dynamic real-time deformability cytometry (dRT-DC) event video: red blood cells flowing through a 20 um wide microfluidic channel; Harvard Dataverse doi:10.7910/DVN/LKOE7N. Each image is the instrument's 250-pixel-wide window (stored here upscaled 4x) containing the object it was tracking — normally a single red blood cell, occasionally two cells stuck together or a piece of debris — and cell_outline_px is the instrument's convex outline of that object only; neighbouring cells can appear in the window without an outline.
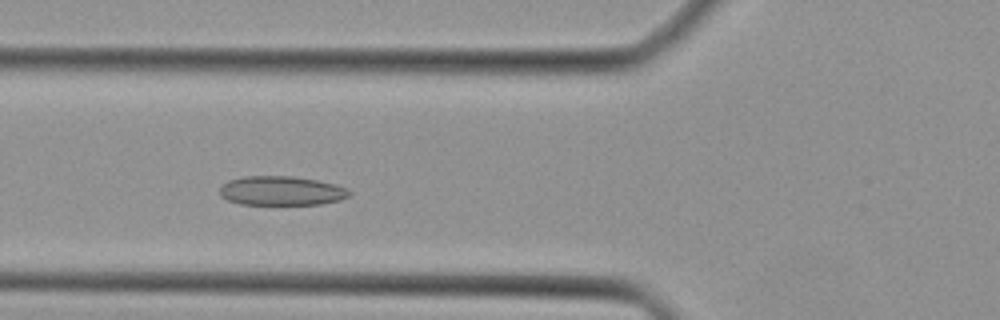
{"species": "Egyptian fruit bat (a non-hibernating species)", "species_latin": "Rousettus aegyptiacus", "temperature_condition": "cold", "stored_images_in_passage": 41, "camera_frame_rate_fps": 3000, "um_per_image_px": 0.085, "animal": {"sex": "female"}, "frame": {"image": 1, "passage_image": 13, "time_ms": 4.0, "image_size_px": [1000, 320], "cell_outline_px": [[352, 192], [348, 196], [340, 200], [320, 204], [240, 204], [228, 200], [220, 196], [220, 188], [228, 180], [244, 176], [292, 176], [316, 180], [336, 184], [348, 188]], "centroid_in_image_um": [23.93, 16.21], "position_along_channel_um": 101.9, "area_um2": 22.08}}
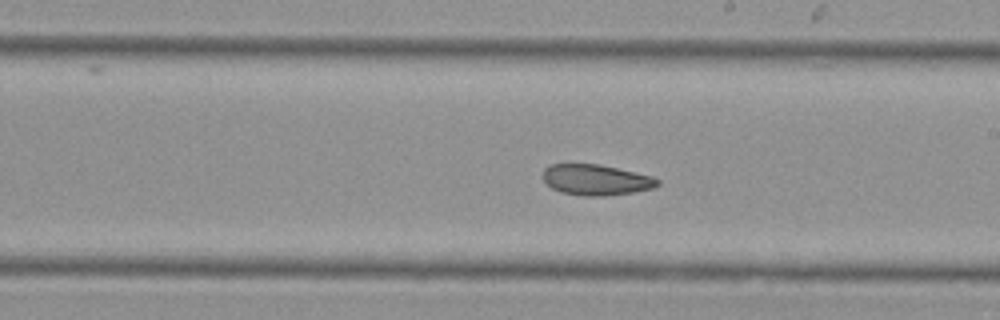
{"frame": {"image": 2, "passage_image": 22, "time_ms": 7.0, "image_size_px": [1000, 320], "cell_outline_px": [[660, 184], [652, 188], [632, 192], [604, 196], [584, 196], [560, 192], [552, 188], [544, 180], [544, 168], [548, 164], [600, 164], [652, 176], [660, 180]], "centroid_in_image_um": [50.66, 15.28], "position_along_channel_um": 238.3, "area_um2": 20.46}}
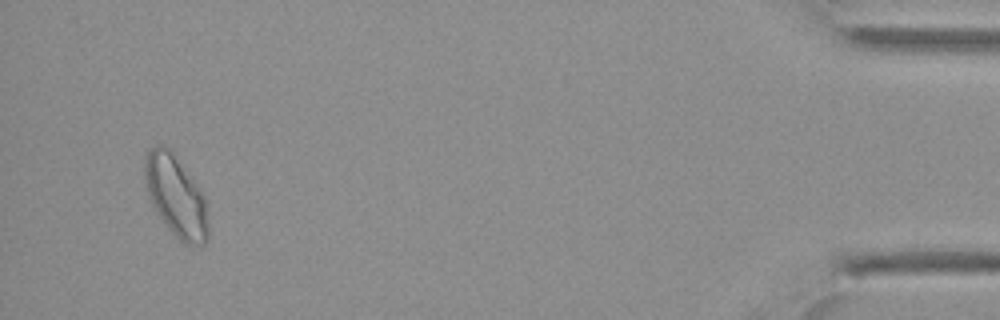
{"frame": {"image": 3, "passage_image": 39, "time_ms": 12.667, "image_size_px": [1000, 320], "cell_outline_px": [[208, 240], [204, 244], [184, 244], [168, 228], [152, 204], [148, 192], [144, 176], [144, 156], [156, 144], [160, 144], [168, 148], [180, 160], [204, 196], [208, 204]], "centroid_in_image_um": [14.97, 16.66], "position_along_channel_um": 420.2, "area_um2": 29.94}}